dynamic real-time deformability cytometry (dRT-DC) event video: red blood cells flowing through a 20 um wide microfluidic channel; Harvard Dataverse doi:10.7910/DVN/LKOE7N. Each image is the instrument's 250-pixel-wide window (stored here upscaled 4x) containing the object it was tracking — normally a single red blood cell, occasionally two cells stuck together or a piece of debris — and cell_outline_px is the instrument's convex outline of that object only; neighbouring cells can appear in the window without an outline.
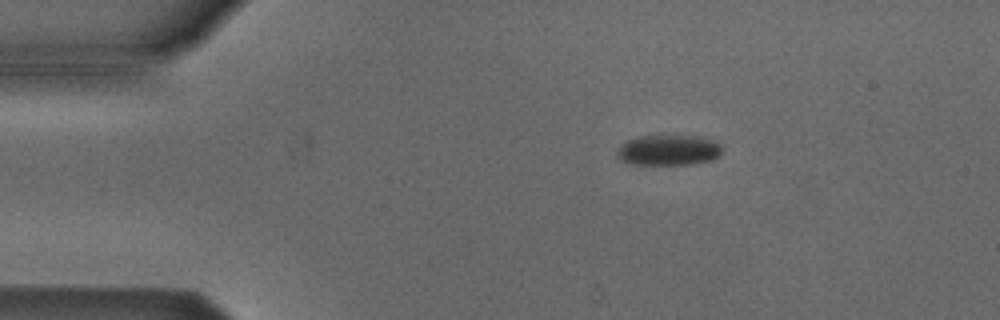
{"species": "Egyptian fruit bat (a non-hibernating species)", "species_latin": "Rousettus aegyptiacus", "temperature_condition": "cold", "stored_images_in_passage": 5, "camera_frame_rate_fps": 3000, "um_per_image_px": 0.085, "animal": {"sex": "male"}, "frame": {"image": 1, "passage_image": 2, "time_ms": 1.667, "image_size_px": [1000, 320], "cell_outline_px": [[724, 152], [720, 156], [712, 160], [692, 164], [628, 164], [620, 160], [616, 156], [616, 152], [620, 144], [628, 140], [640, 136], [700, 136], [712, 140], [720, 144]], "centroid_in_image_um": [56.83, 12.77], "position_along_channel_um": 28.2, "area_um2": 18.9}}
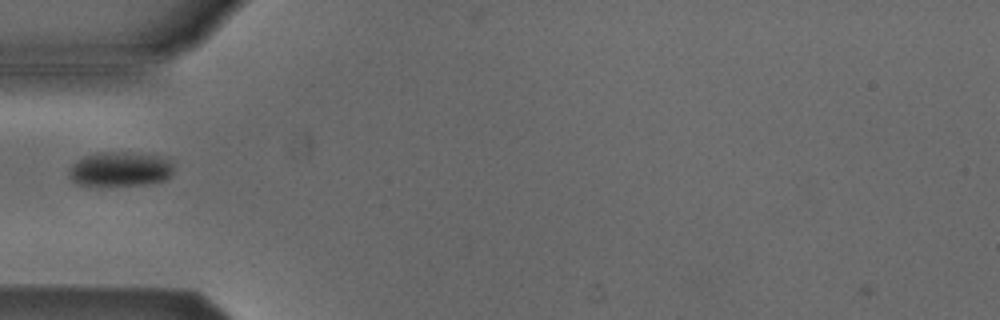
{"frame": {"image": 2, "passage_image": 4, "time_ms": 4.333, "image_size_px": [1000, 320], "cell_outline_px": [[172, 176], [164, 180], [144, 184], [88, 188], [76, 184], [68, 176], [68, 168], [76, 160], [84, 156], [96, 152], [124, 152], [156, 156], [172, 160]], "centroid_in_image_um": [10.11, 14.42], "position_along_channel_um": 74.9, "area_um2": 21.79}}
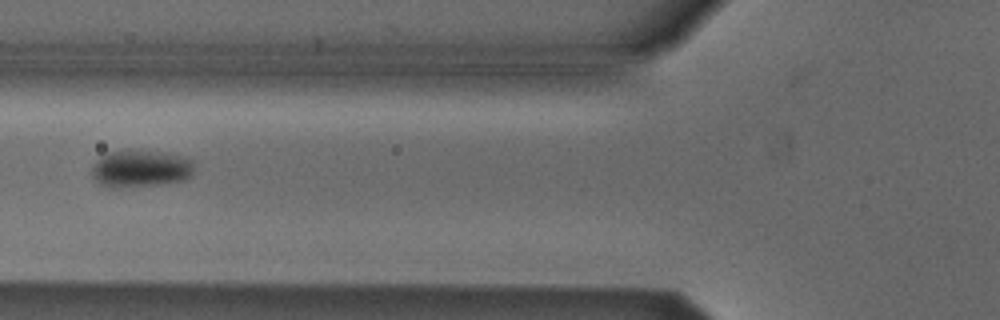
{"frame": {"image": 3, "passage_image": 5, "time_ms": 5.333, "image_size_px": [1000, 320], "cell_outline_px": [[196, 164], [192, 176], [184, 180], [160, 184], [120, 188], [108, 188], [100, 184], [92, 176], [92, 164], [100, 156], [108, 152], [164, 152], [188, 156]], "centroid_in_image_um": [12.0, 14.35], "position_along_channel_um": 113.8, "area_um2": 22.37}}